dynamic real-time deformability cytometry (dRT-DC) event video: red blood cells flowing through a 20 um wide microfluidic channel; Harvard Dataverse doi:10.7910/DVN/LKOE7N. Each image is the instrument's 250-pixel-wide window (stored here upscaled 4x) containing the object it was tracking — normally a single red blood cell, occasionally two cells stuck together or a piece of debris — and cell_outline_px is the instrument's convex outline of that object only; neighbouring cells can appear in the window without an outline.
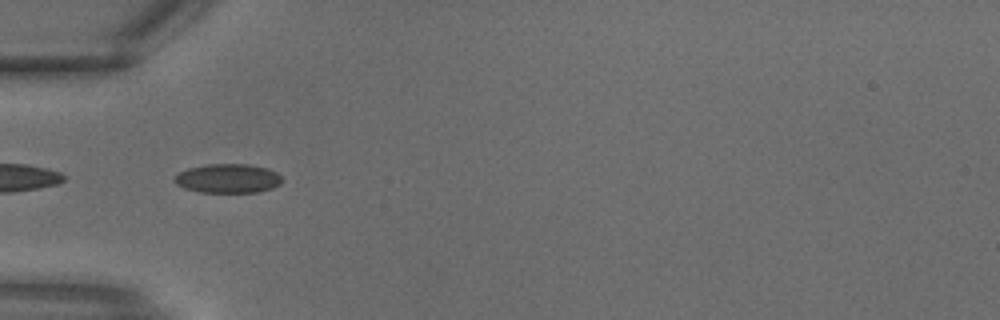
{"species": "common noctule bat (a hibernating species)", "species_latin": "Nyctalus noctula", "temperature_condition": "warm", "stored_images_in_passage": 30, "segment_of_instrument_passage": [2, 2], "camera_frame_rate_fps": 3000, "um_per_image_px": 0.085, "animal": {"sex": "male", "body_mass_g": 18.8}, "frame": {"image": 1, "passage_image": 10, "time_ms": 3.0, "image_size_px": [1000, 320], "cell_outline_px": [[280, 184], [272, 188], [256, 192], [200, 192], [184, 188], [176, 184], [172, 180], [172, 176], [188, 168], [208, 164], [248, 164], [268, 168], [276, 172], [280, 176]], "centroid_in_image_um": [19.32, 15.16], "position_along_channel_um": 65.7, "area_um2": 18.26}}
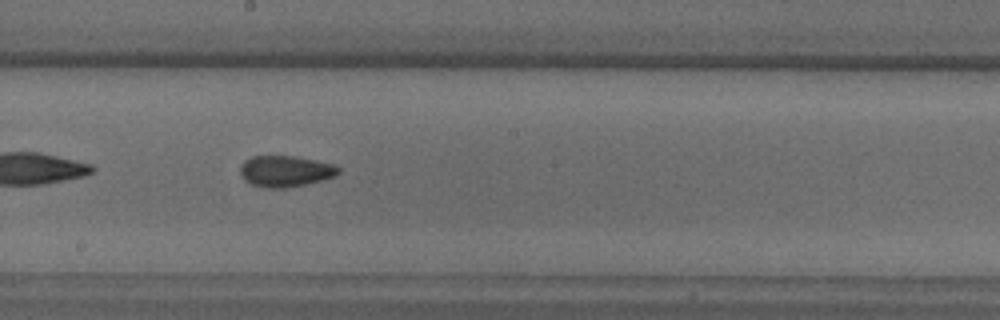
{"frame": {"image": 2, "passage_image": 17, "time_ms": 5.333, "image_size_px": [1000, 320], "cell_outline_px": [[340, 172], [336, 176], [304, 184], [284, 188], [268, 188], [252, 184], [244, 180], [240, 176], [240, 168], [244, 160], [252, 156], [296, 156], [332, 164], [340, 168]], "centroid_in_image_um": [24.23, 14.54], "position_along_channel_um": 224.0, "area_um2": 17.74}}